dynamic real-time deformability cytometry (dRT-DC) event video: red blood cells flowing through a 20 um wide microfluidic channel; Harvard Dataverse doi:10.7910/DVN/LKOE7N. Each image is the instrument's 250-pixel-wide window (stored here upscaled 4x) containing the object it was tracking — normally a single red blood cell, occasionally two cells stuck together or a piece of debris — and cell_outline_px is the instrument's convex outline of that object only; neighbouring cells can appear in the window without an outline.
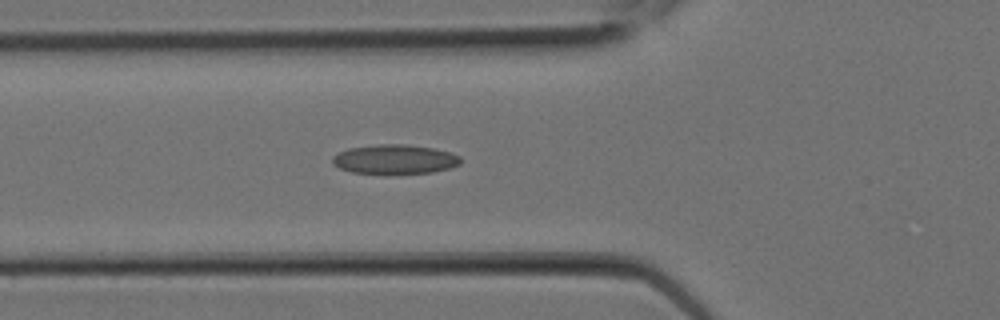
{"species": "Egyptian fruit bat (a non-hibernating species)", "species_latin": "Rousettus aegyptiacus", "temperature_condition": "room temperature", "stored_images_in_passage": 4, "camera_frame_rate_fps": 3000, "um_per_image_px": 0.085, "animal": {"sex": "female"}, "frame": {"image": 1, "passage_image": 4, "time_ms": 1.0, "image_size_px": [1000, 320], "cell_outline_px": [[460, 164], [448, 168], [432, 172], [352, 172], [340, 168], [332, 164], [332, 156], [348, 148], [376, 144], [404, 144], [432, 148], [448, 152], [460, 156]], "centroid_in_image_um": [33.52, 13.51], "position_along_channel_um": 92.3, "area_um2": 21.33}}